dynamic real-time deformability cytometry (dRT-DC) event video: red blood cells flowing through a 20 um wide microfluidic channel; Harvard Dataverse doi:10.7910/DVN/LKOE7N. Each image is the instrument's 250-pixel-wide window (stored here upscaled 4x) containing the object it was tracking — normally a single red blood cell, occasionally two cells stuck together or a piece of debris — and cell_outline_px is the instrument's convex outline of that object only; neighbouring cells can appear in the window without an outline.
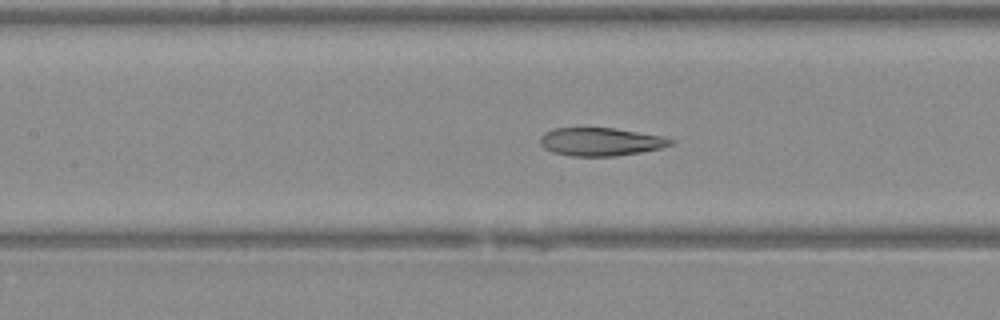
{"species": "Egyptian fruit bat (a non-hibernating species)", "species_latin": "Rousettus aegyptiacus", "temperature_condition": "warm", "stored_images_in_passage": 49, "camera_frame_rate_fps": 3000, "um_per_image_px": 0.085, "animal": {"sex": "female"}, "frame": {"image": 1, "passage_image": 22, "time_ms": 7.0, "image_size_px": [1000, 320], "cell_outline_px": [[676, 140], [672, 144], [660, 148], [640, 152], [616, 156], [572, 156], [552, 152], [544, 148], [540, 144], [540, 136], [544, 132], [556, 128], [616, 128], [664, 136]], "centroid_in_image_um": [51.06, 12.04], "position_along_channel_um": 156.3, "area_um2": 21.5}}
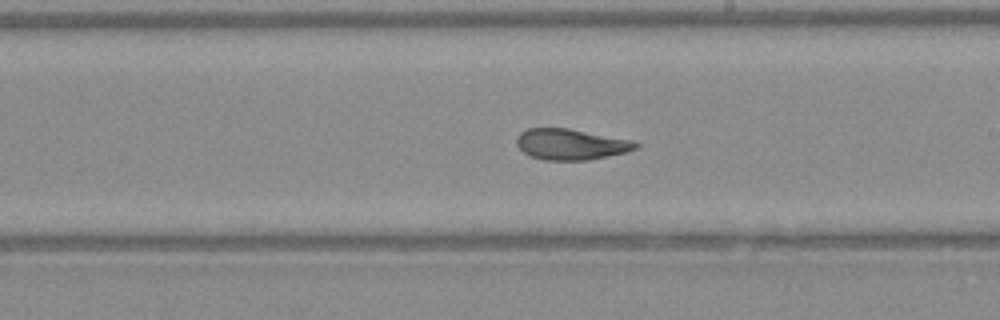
{"frame": {"image": 2, "passage_image": 28, "time_ms": 9.0, "image_size_px": [1000, 320], "cell_outline_px": [[640, 148], [628, 152], [588, 160], [544, 160], [532, 156], [524, 152], [516, 144], [516, 136], [520, 132], [528, 128], [568, 128], [636, 140], [640, 144]], "centroid_in_image_um": [48.59, 12.26], "position_along_channel_um": 240.4, "area_um2": 21.79}}